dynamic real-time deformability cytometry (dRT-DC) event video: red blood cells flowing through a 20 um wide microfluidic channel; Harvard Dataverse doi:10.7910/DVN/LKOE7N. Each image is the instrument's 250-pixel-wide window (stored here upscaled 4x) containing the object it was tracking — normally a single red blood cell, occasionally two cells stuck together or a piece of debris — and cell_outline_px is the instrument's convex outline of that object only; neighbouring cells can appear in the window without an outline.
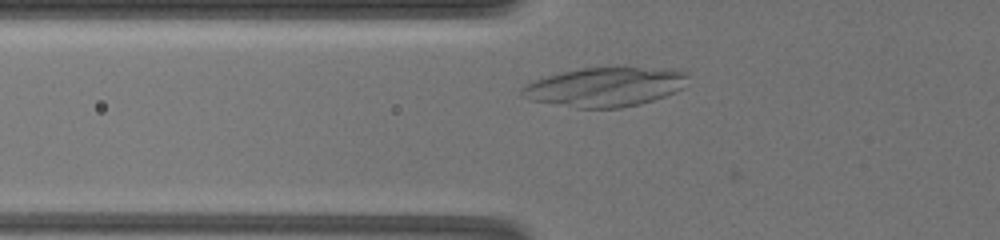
{"species": "common noctule bat (a hibernating species)", "species_latin": "Nyctalus noctula", "temperature_condition": "warm", "stored_images_in_passage": 17, "camera_frame_rate_fps": 3000, "um_per_image_px": 0.085, "animal": {"sex": "female", "body_mass_g": 19.5, "forearm_length_mm": 54.1}, "frame": {"image": 1, "passage_image": 9, "time_ms": 2.333, "image_size_px": [1000, 240], "cell_outline_px": [[688, 84], [684, 88], [676, 92], [640, 104], [620, 108], [576, 108], [532, 100], [520, 96], [520, 88], [544, 76], [580, 68], [676, 68], [688, 72]], "centroid_in_image_um": [51.49, 7.38], "position_along_channel_um": 74.3, "area_um2": 38.21}}
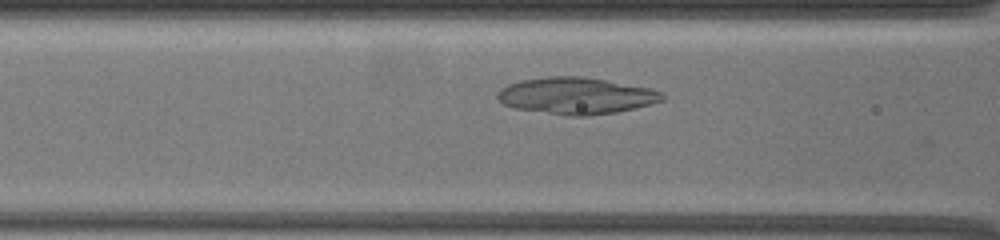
{"frame": {"image": 2, "passage_image": 13, "time_ms": 3.667, "image_size_px": [1000, 240], "cell_outline_px": [[664, 100], [652, 104], [636, 108], [616, 112], [588, 116], [564, 116], [512, 108], [504, 104], [496, 96], [496, 92], [500, 88], [508, 84], [520, 80], [548, 76], [580, 76], [652, 88], [664, 92]], "centroid_in_image_um": [48.96, 8.15], "position_along_channel_um": 117.6, "area_um2": 35.66}}
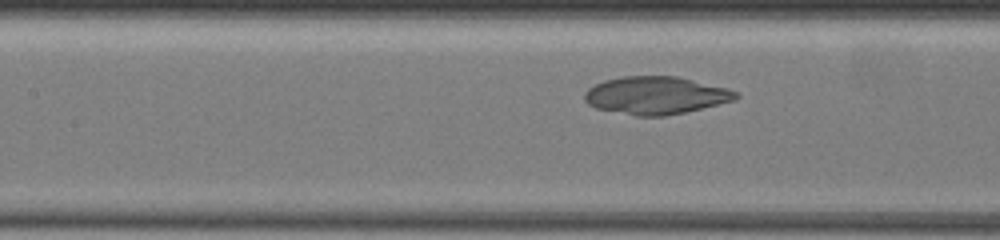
{"frame": {"image": 3, "passage_image": 16, "time_ms": 4.667, "image_size_px": [1000, 240], "cell_outline_px": [[740, 96], [736, 100], [684, 112], [664, 116], [636, 116], [596, 108], [588, 104], [584, 100], [584, 92], [588, 88], [604, 80], [624, 76], [676, 76], [728, 88], [736, 92]], "centroid_in_image_um": [55.73, 8.1], "position_along_channel_um": 151.7, "area_um2": 33.18}}